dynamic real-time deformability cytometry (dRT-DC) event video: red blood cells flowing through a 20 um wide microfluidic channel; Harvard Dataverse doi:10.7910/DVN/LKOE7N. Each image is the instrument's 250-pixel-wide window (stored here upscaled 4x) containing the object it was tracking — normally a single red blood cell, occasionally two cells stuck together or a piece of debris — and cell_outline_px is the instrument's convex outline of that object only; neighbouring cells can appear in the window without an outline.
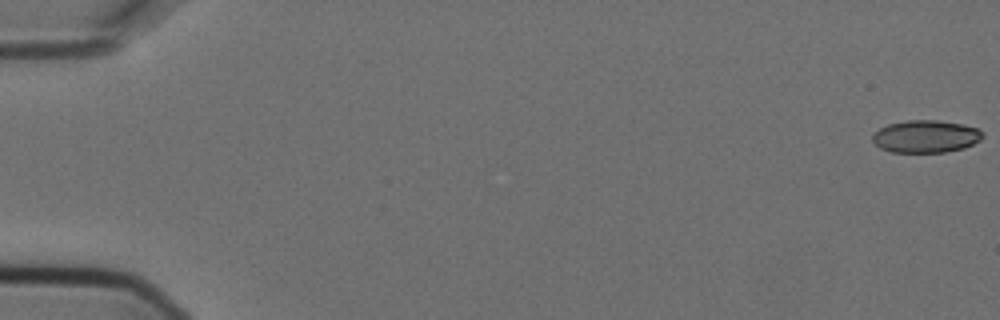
{"species": "Egyptian fruit bat (a non-hibernating species)", "species_latin": "Rousettus aegyptiacus", "temperature_condition": "cold", "stored_images_in_passage": 6, "camera_frame_rate_fps": 3000, "um_per_image_px": 0.085, "animal": {"sex": "female"}, "frame": {"image": 1, "passage_image": 1, "time_ms": 0.0, "image_size_px": [1000, 320], "cell_outline_px": [[984, 136], [980, 140], [964, 148], [944, 152], [892, 152], [880, 148], [872, 140], [872, 136], [880, 128], [888, 124], [908, 120], [936, 120], [964, 124], [976, 128]], "centroid_in_image_um": [78.68, 11.59], "position_along_channel_um": 6.3, "area_um2": 20.69}}